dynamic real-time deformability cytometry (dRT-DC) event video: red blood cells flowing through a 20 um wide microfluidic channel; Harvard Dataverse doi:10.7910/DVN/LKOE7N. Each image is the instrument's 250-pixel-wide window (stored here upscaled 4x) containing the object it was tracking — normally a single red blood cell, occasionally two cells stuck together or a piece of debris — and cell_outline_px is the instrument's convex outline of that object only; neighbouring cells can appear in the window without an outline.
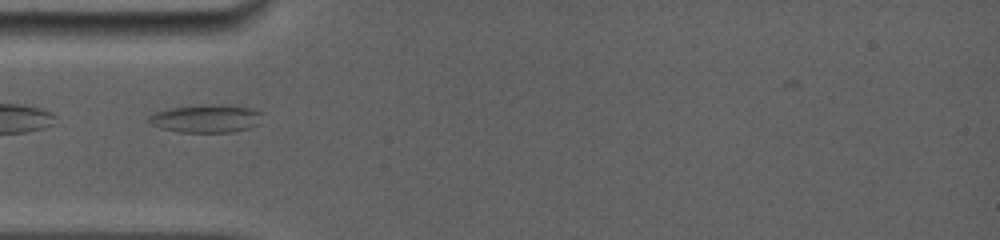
{"species": "common noctule bat (a hibernating species)", "species_latin": "Nyctalus noctula", "temperature_condition": "room temperature", "stored_images_in_passage": 53, "camera_frame_rate_fps": 5000, "um_per_image_px": 0.085, "animal": {"sex": "female", "body_mass_g": 19.0, "forearm_length_mm": 56.7}, "frame": {"image": 1, "passage_image": 1, "time_ms": 0.0, "image_size_px": [1000, 240], "cell_outline_px": [[264, 112], [260, 124], [248, 128], [232, 132], [180, 132], [160, 128], [152, 124], [148, 120], [148, 116], [152, 112], [168, 108], [204, 104], [220, 104], [252, 108]], "centroid_in_image_um": [17.54, 10.06], "position_along_channel_um": 67.5, "area_um2": 18.9}}
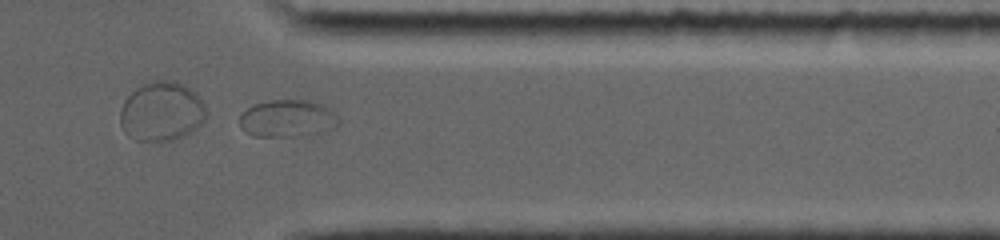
{"frame": {"image": 2, "passage_image": 52, "time_ms": 8.2, "image_size_px": [1000, 240], "cell_outline_px": [[340, 124], [336, 128], [296, 136], [252, 136], [244, 132], [240, 124], [240, 116], [252, 104], [268, 100], [308, 100], [320, 104], [328, 108], [340, 120]], "centroid_in_image_um": [24.41, 10.07], "position_along_channel_um": 387.0, "area_um2": 21.39}}